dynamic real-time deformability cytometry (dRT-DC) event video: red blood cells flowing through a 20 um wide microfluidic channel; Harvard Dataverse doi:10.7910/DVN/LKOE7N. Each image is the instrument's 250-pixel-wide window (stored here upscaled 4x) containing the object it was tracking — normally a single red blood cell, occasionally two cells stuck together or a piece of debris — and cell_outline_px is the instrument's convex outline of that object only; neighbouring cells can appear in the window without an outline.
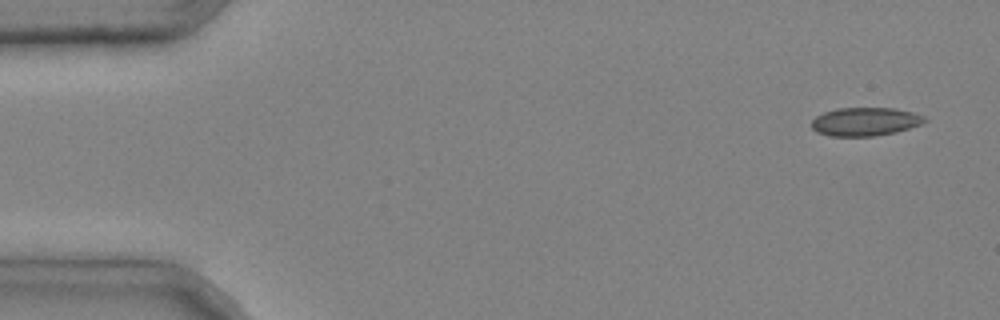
{"species": "common noctule bat (a hibernating species)", "species_latin": "Nyctalus noctula", "temperature_condition": "cold", "stored_images_in_passage": 4, "camera_frame_rate_fps": 3000, "um_per_image_px": 0.085, "animal": {"sex": "male", "body_mass_g": 20.4}, "frame": {"image": 1, "passage_image": 1, "time_ms": 0.0, "image_size_px": [1000, 320], "cell_outline_px": [[928, 120], [920, 124], [896, 132], [872, 136], [828, 136], [816, 132], [812, 128], [812, 120], [816, 116], [824, 112], [836, 108], [896, 108], [912, 112], [924, 116]], "centroid_in_image_um": [73.51, 10.33], "position_along_channel_um": 11.5, "area_um2": 18.73}}
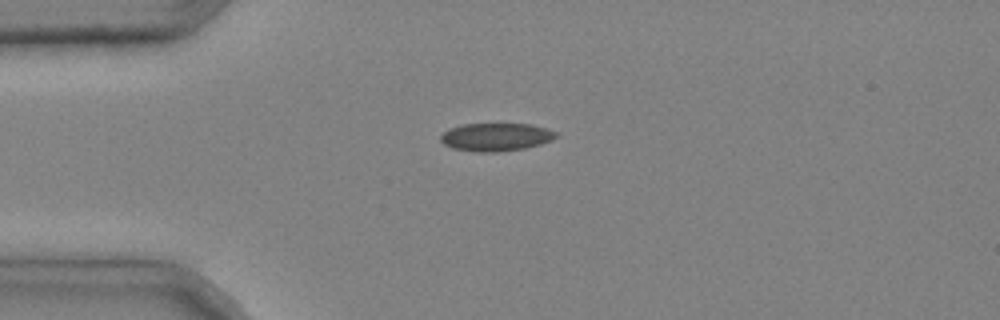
{"frame": {"image": 2, "passage_image": 3, "time_ms": 0.667, "image_size_px": [1000, 320], "cell_outline_px": [[560, 136], [552, 140], [540, 144], [524, 148], [496, 152], [472, 152], [452, 148], [444, 144], [440, 140], [440, 136], [448, 128], [464, 124], [532, 124], [548, 128], [556, 132]], "centroid_in_image_um": [42.16, 11.64], "position_along_channel_um": 42.8, "area_um2": 19.02}}
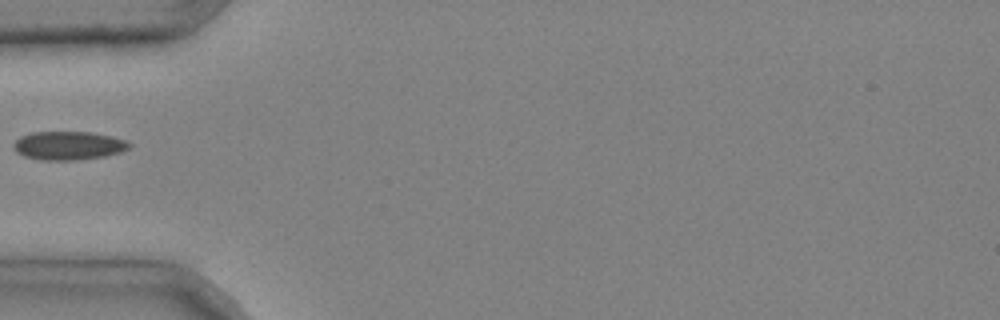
{"frame": {"image": 3, "passage_image": 4, "time_ms": 1.0, "image_size_px": [1000, 320], "cell_outline_px": [[132, 144], [128, 148], [120, 152], [104, 156], [76, 160], [40, 160], [24, 156], [16, 152], [12, 148], [12, 144], [20, 136], [32, 132], [92, 132], [112, 136], [124, 140]], "centroid_in_image_um": [5.78, 12.37], "position_along_channel_um": 79.2, "area_um2": 19.31}}